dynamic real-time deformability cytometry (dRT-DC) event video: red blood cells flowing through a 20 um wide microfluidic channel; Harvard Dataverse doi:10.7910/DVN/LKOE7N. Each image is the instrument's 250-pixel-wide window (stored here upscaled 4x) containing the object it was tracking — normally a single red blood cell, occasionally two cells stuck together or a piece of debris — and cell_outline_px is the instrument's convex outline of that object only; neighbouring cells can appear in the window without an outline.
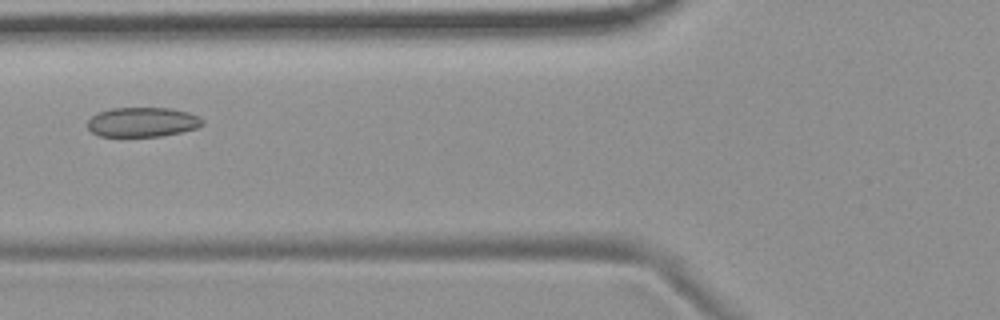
{"species": "common noctule bat (a hibernating species)", "species_latin": "Nyctalus noctula", "temperature_condition": "room temperature", "stored_images_in_passage": 8, "camera_frame_rate_fps": 3000, "um_per_image_px": 0.085, "animal": {"sex": "female", "body_mass_g": 19.9}, "frame": {"image": 1, "passage_image": 5, "time_ms": 5.667, "image_size_px": [1000, 320], "cell_outline_px": [[204, 124], [196, 128], [180, 132], [160, 136], [100, 136], [92, 132], [88, 128], [88, 120], [92, 116], [100, 112], [112, 108], [172, 108], [188, 112], [200, 116], [204, 120]], "centroid_in_image_um": [12.14, 10.37], "position_along_channel_um": 113.7, "area_um2": 19.77}}
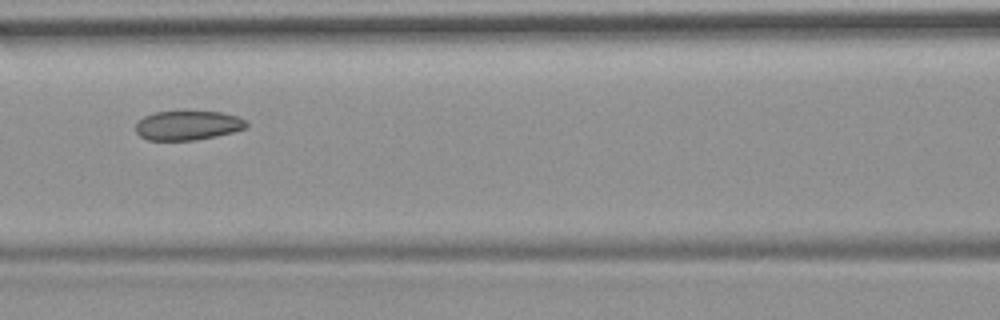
{"frame": {"image": 2, "passage_image": 6, "time_ms": 6.667, "image_size_px": [1000, 320], "cell_outline_px": [[248, 128], [216, 136], [196, 140], [148, 140], [140, 136], [136, 132], [136, 124], [144, 116], [156, 112], [224, 112], [240, 116], [248, 120]], "centroid_in_image_um": [16.03, 10.66], "position_along_channel_um": 150.6, "area_um2": 19.02}}
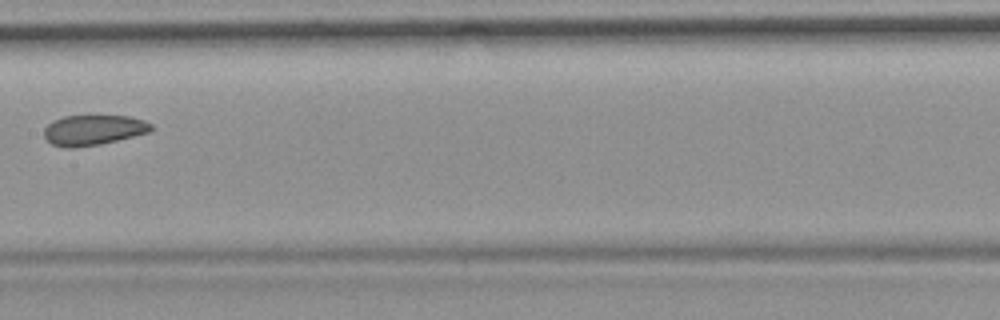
{"frame": {"image": 3, "passage_image": 7, "time_ms": 8.0, "image_size_px": [1000, 320], "cell_outline_px": [[152, 128], [148, 132], [100, 144], [76, 148], [64, 148], [52, 144], [44, 136], [44, 128], [52, 120], [64, 116], [128, 116], [144, 120], [152, 124]], "centroid_in_image_um": [7.89, 11.05], "position_along_channel_um": 199.5, "area_um2": 18.79}}